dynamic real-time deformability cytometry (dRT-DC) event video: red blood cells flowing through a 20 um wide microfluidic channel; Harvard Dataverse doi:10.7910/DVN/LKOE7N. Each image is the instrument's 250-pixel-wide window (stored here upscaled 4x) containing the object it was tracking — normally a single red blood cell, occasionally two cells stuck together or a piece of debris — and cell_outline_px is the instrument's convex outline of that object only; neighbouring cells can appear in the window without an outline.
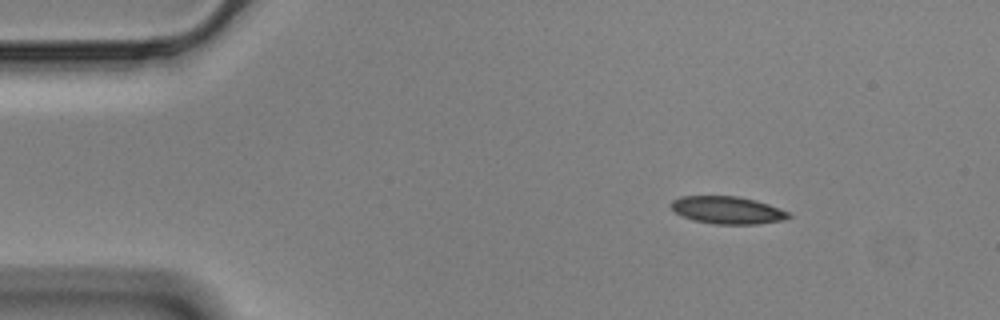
{"species": "Egyptian fruit bat (a non-hibernating species)", "species_latin": "Rousettus aegyptiacus", "temperature_condition": "cold", "stored_images_in_passage": 50, "segment_of_instrument_passage": [1, 2], "camera_frame_rate_fps": 3000, "um_per_image_px": 0.085, "animal": {"sex": "male"}, "frame": {"image": 1, "passage_image": 1, "time_ms": 0.0, "image_size_px": [1000, 320], "cell_outline_px": [[792, 216], [780, 220], [756, 224], [716, 224], [692, 220], [676, 212], [672, 208], [672, 200], [680, 196], [736, 196], [756, 200], [780, 208], [788, 212]], "centroid_in_image_um": [61.83, 17.85], "position_along_channel_um": 23.2, "area_um2": 18.61}}
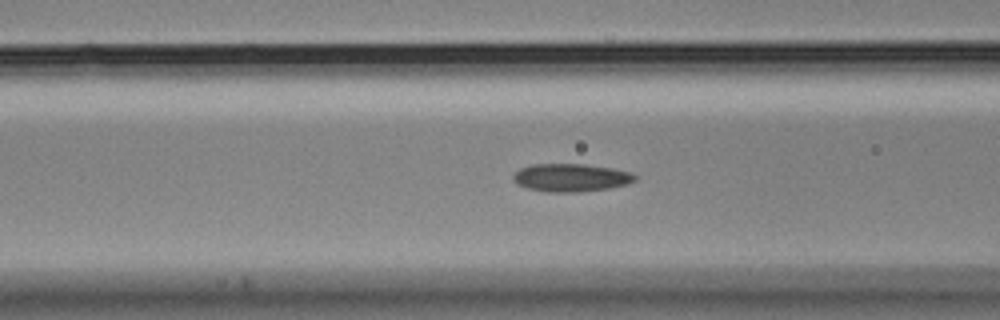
{"frame": {"image": 2, "passage_image": 15, "time_ms": 4.667, "image_size_px": [1000, 320], "cell_outline_px": [[640, 176], [636, 180], [628, 184], [608, 188], [580, 192], [548, 192], [528, 188], [516, 184], [512, 180], [512, 176], [520, 168], [532, 164], [584, 164], [612, 168], [628, 172]], "centroid_in_image_um": [48.53, 15.1], "position_along_channel_um": 118.1, "area_um2": 19.94}}
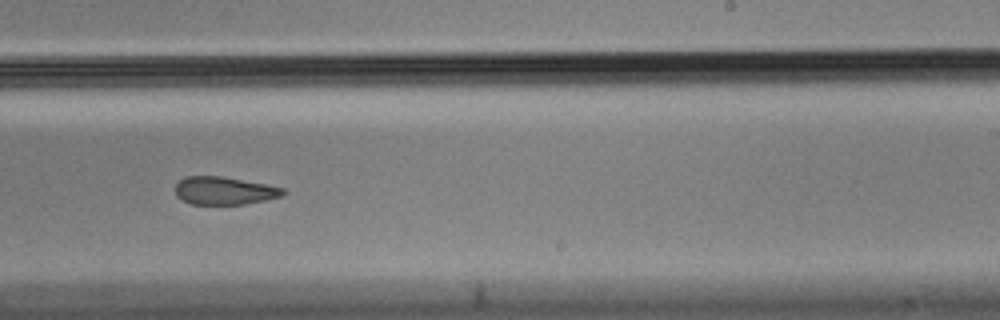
{"frame": {"image": 3, "passage_image": 28, "time_ms": 9.0, "image_size_px": [1000, 320], "cell_outline_px": [[288, 192], [280, 196], [264, 200], [244, 204], [192, 204], [176, 196], [176, 184], [184, 176], [224, 176], [268, 184], [284, 188]], "centroid_in_image_um": [19.09, 16.19], "position_along_channel_um": 269.9, "area_um2": 17.57}}